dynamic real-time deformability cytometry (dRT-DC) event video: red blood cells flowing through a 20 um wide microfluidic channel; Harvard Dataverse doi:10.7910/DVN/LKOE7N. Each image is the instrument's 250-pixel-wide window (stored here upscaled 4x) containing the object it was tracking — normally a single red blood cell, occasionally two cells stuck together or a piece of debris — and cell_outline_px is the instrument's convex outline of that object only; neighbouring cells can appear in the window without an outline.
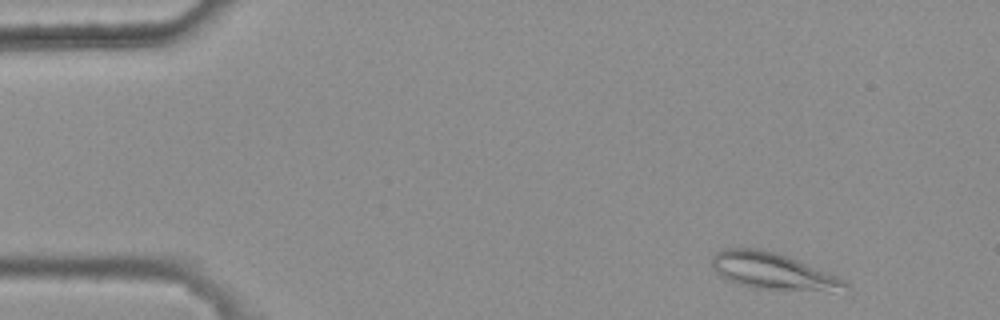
{"species": "common noctule bat (a hibernating species)", "species_latin": "Nyctalus noctula", "temperature_condition": "warm", "stored_images_in_passage": 3, "camera_frame_rate_fps": 3000, "um_per_image_px": 0.085, "animal": {"sex": "female", "body_mass_g": 25.1}, "frame": {"image": 1, "passage_image": 1, "time_ms": 0.0, "image_size_px": [1000, 320], "cell_outline_px": [[852, 288], [832, 292], [828, 292], [752, 288], [728, 280], [720, 276], [712, 268], [712, 256], [716, 252], [724, 248], [756, 248], [776, 252], [788, 256], [848, 280]], "centroid_in_image_um": [65.76, 23.07], "position_along_channel_um": 19.2, "area_um2": 28.96}}